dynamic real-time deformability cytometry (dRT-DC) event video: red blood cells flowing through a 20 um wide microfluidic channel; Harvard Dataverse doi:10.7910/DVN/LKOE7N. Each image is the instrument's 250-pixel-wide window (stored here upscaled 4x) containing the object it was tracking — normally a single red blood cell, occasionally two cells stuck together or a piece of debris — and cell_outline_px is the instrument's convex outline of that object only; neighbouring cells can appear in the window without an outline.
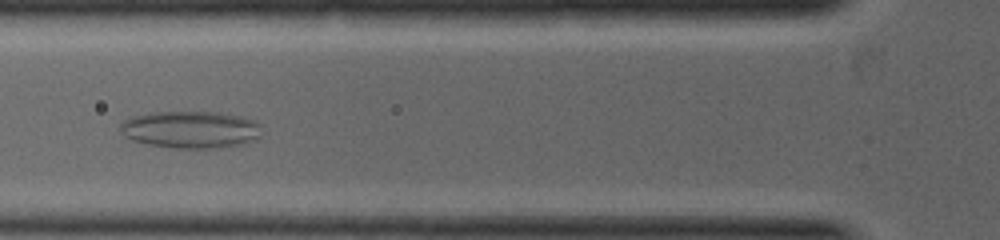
{"species": "common noctule bat (a hibernating species)", "species_latin": "Nyctalus noctula", "temperature_condition": "warm", "stored_images_in_passage": 27, "camera_frame_rate_fps": 5000, "um_per_image_px": 0.085, "animal": {"sex": "female", "body_mass_g": 19.0, "forearm_length_mm": 53.3}, "frame": {"image": 1, "passage_image": 4, "time_ms": 0.8, "image_size_px": [1000, 240], "cell_outline_px": [[260, 136], [256, 140], [244, 144], [212, 148], [176, 148], [148, 144], [132, 140], [124, 136], [120, 132], [120, 124], [128, 116], [148, 112], [216, 112], [240, 116], [256, 120], [260, 124]], "centroid_in_image_um": [16.18, 11.0], "position_along_channel_um": 109.6, "area_um2": 30.98}}
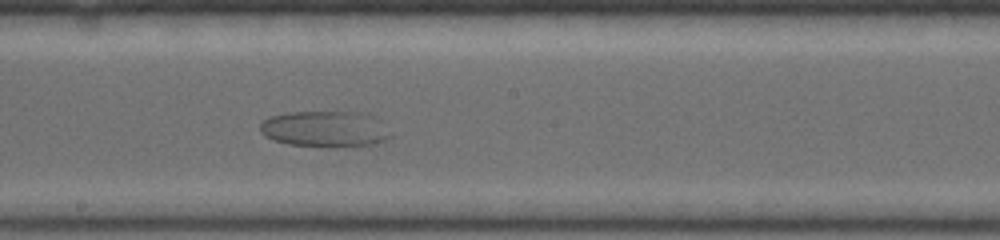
{"frame": {"image": 2, "passage_image": 11, "time_ms": 2.4, "image_size_px": [1000, 240], "cell_outline_px": [[392, 136], [384, 140], [372, 144], [336, 148], [288, 144], [272, 140], [264, 136], [260, 132], [260, 124], [264, 120], [272, 116], [288, 112], [356, 112], [368, 116]], "centroid_in_image_um": [27.49, 10.99], "position_along_channel_um": 220.7, "area_um2": 26.88}}
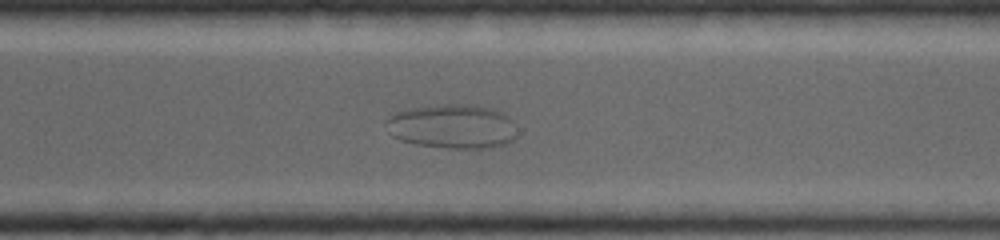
{"frame": {"image": 3, "passage_image": 18, "time_ms": 4.0, "image_size_px": [1000, 240], "cell_outline_px": [[516, 136], [508, 144], [492, 148], [444, 148], [416, 144], [400, 140], [392, 136], [384, 124], [384, 120], [388, 116], [396, 112], [412, 108], [436, 104], [472, 104], [504, 112], [512, 120], [516, 132]], "centroid_in_image_um": [38.44, 10.75], "position_along_channel_um": 332.2, "area_um2": 34.28}}